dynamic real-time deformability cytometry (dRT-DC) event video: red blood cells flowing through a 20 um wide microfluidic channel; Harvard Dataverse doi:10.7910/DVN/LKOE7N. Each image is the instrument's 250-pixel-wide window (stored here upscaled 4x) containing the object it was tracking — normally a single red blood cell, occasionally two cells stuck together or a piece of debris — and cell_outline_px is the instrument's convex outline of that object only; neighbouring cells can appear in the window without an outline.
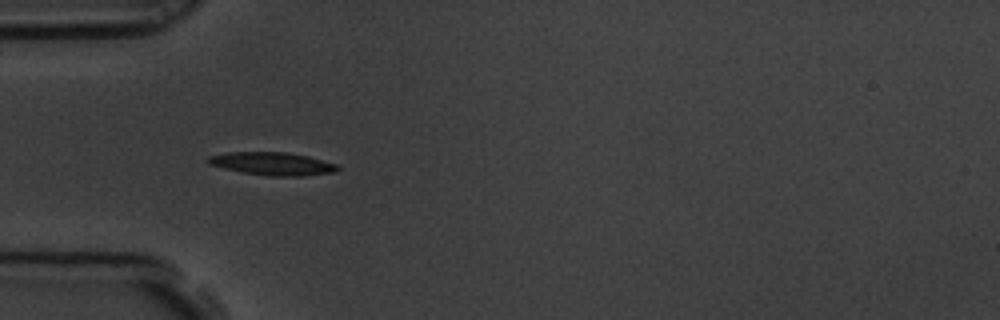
{"species": "common noctule bat (a hibernating species)", "species_latin": "Nyctalus noctula", "temperature_condition": "room temperature", "stored_images_in_passage": 5, "camera_frame_rate_fps": 3000, "um_per_image_px": 0.085, "animal": {"sex": "male", "body_mass_g": 19.5, "forearm_length_mm": 54.6}, "frame": {"image": 1, "passage_image": 4, "time_ms": 1.0, "image_size_px": [1000, 320], "cell_outline_px": [[340, 168], [336, 172], [304, 176], [268, 176], [244, 172], [224, 168], [208, 164], [204, 160], [208, 156], [228, 152], [288, 152], [308, 156], [340, 164]], "centroid_in_image_um": [23.19, 13.91], "position_along_channel_um": 61.8, "area_um2": 17.57}}
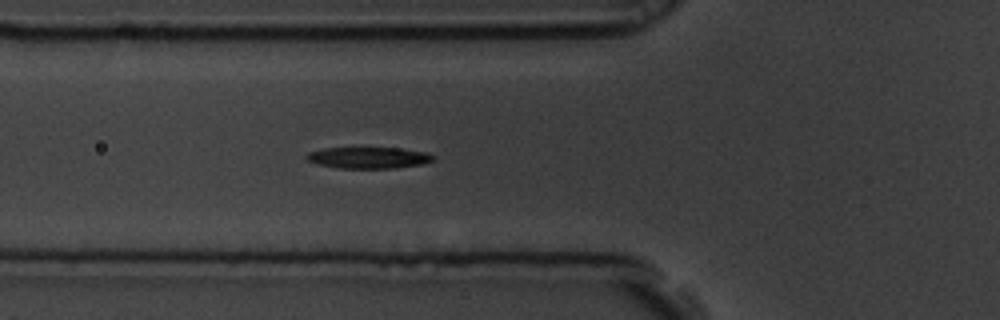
{"frame": {"image": 2, "passage_image": 5, "time_ms": 1.333, "image_size_px": [1000, 320], "cell_outline_px": [[436, 156], [432, 160], [424, 164], [396, 168], [340, 168], [316, 164], [308, 160], [304, 156], [308, 152], [324, 148], [404, 148], [428, 152]], "centroid_in_image_um": [31.36, 13.4], "position_along_channel_um": 94.4, "area_um2": 15.95}}